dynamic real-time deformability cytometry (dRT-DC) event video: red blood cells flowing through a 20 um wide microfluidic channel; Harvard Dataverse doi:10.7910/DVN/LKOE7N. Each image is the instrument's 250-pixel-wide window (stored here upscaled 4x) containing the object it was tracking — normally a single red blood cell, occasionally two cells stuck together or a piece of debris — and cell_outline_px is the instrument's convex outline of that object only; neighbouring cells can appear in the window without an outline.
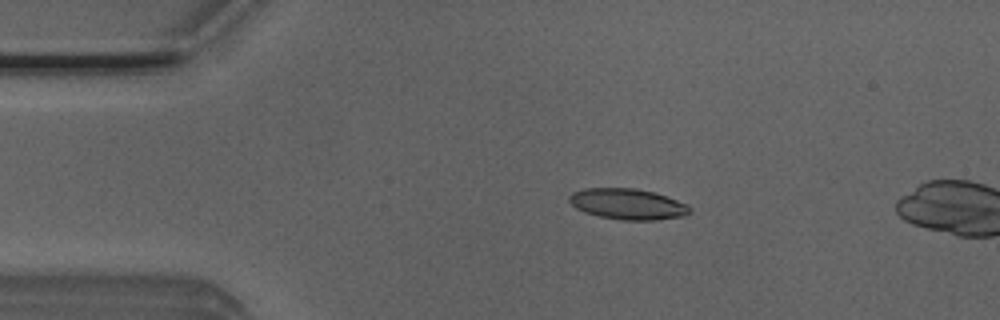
{"species": "Egyptian fruit bat (a non-hibernating species)", "species_latin": "Rousettus aegyptiacus", "temperature_condition": "room temperature", "stored_images_in_passage": 13, "camera_frame_rate_fps": 3000, "um_per_image_px": 0.085, "animal": {"sex": "male"}, "frame": {"image": 1, "passage_image": 10, "time_ms": 3.0, "image_size_px": [1000, 320], "cell_outline_px": [[692, 212], [684, 216], [656, 220], [620, 220], [600, 216], [584, 212], [576, 208], [568, 200], [568, 196], [572, 192], [584, 188], [636, 188], [656, 192], [668, 196], [688, 204], [692, 208]], "centroid_in_image_um": [53.39, 17.34], "position_along_channel_um": 31.6, "area_um2": 22.02}}